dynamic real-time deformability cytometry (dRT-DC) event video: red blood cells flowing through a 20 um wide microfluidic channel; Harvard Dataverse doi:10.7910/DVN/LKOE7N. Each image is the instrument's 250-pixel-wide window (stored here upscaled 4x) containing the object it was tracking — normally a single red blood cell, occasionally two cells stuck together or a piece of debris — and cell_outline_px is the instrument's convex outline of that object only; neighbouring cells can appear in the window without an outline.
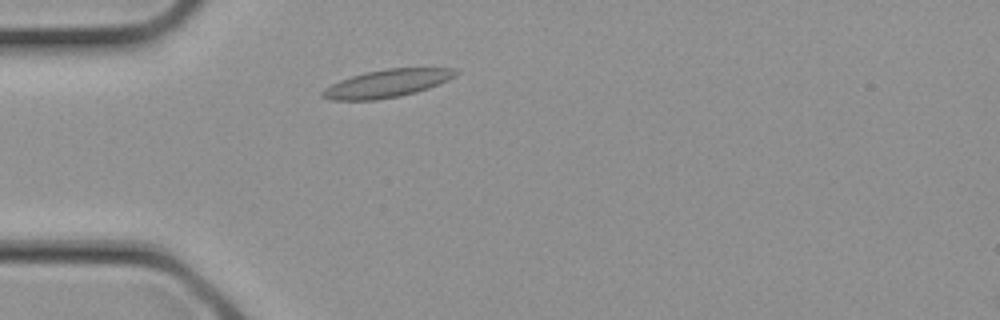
{"species": "common noctule bat (a hibernating species)", "species_latin": "Nyctalus noctula", "temperature_condition": "cold", "stored_images_in_passage": 13, "camera_frame_rate_fps": 3000, "um_per_image_px": 0.085, "animal": {"sex": "female", "body_mass_g": 21.9}, "frame": {"image": 1, "passage_image": 2, "time_ms": 0.333, "image_size_px": [1000, 320], "cell_outline_px": [[460, 72], [456, 76], [440, 84], [416, 92], [400, 96], [376, 100], [332, 100], [320, 96], [320, 92], [324, 88], [340, 80], [364, 72], [384, 68], [452, 68]], "centroid_in_image_um": [32.89, 7.09], "position_along_channel_um": 52.1, "area_um2": 21.73}}
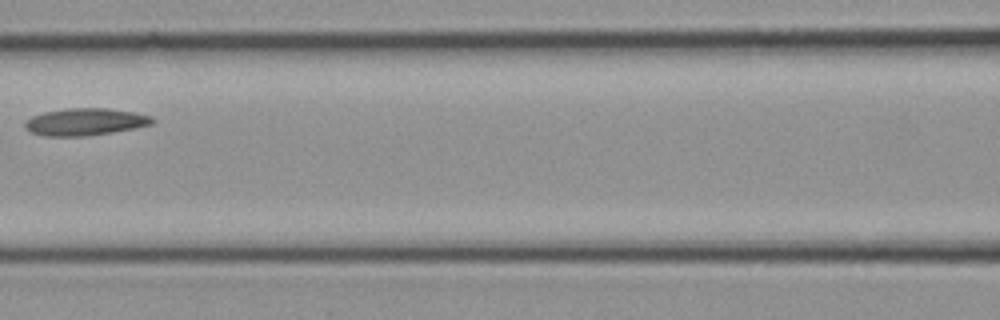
{"frame": {"image": 2, "passage_image": 7, "time_ms": 2.0, "image_size_px": [1000, 320], "cell_outline_px": [[156, 120], [152, 124], [136, 128], [112, 132], [84, 136], [44, 136], [32, 132], [24, 128], [24, 124], [32, 116], [44, 112], [64, 108], [108, 108], [132, 112], [152, 116]], "centroid_in_image_um": [7.25, 10.35], "position_along_channel_um": 159.3, "area_um2": 20.17}}
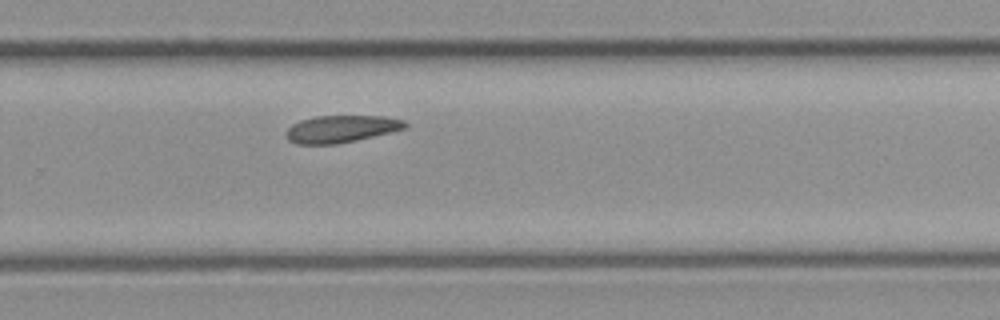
{"frame": {"image": 3, "passage_image": 13, "time_ms": 4.0, "image_size_px": [1000, 320], "cell_outline_px": [[408, 128], [392, 132], [356, 140], [336, 144], [296, 144], [288, 140], [284, 132], [292, 124], [300, 120], [316, 116], [384, 116], [404, 120], [408, 124]], "centroid_in_image_um": [29.0, 10.96], "position_along_channel_um": 300.8, "area_um2": 19.02}}